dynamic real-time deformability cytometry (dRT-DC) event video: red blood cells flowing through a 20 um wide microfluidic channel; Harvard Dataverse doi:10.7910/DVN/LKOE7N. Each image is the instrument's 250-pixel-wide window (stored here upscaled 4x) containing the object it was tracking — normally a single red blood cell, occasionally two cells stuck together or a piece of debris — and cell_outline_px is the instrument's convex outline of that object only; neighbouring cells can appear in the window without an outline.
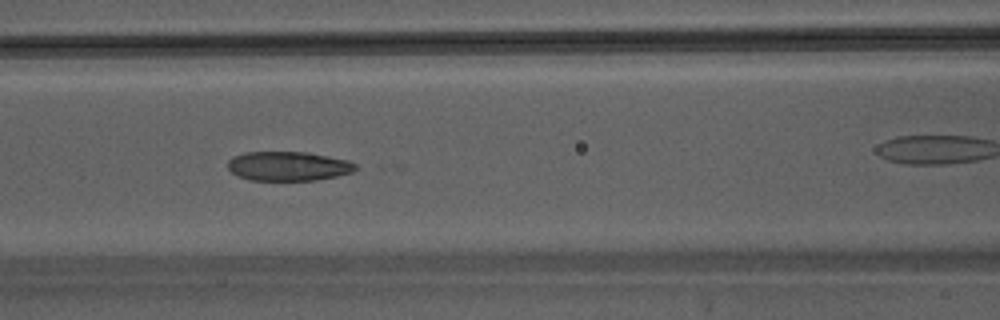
{"species": "Egyptian fruit bat (a non-hibernating species)", "species_latin": "Rousettus aegyptiacus", "temperature_condition": "warm", "stored_images_in_passage": 45, "camera_frame_rate_fps": 3000, "um_per_image_px": 0.085, "animal": {"sex": "male"}, "frame": {"image": 1, "passage_image": 19, "time_ms": 6.0, "image_size_px": [1000, 320], "cell_outline_px": [[356, 168], [352, 172], [336, 176], [316, 180], [252, 180], [240, 176], [232, 172], [228, 168], [228, 160], [244, 152], [308, 152], [348, 160], [356, 164]], "centroid_in_image_um": [24.52, 14.11], "position_along_channel_um": 142.1, "area_um2": 21.62}}
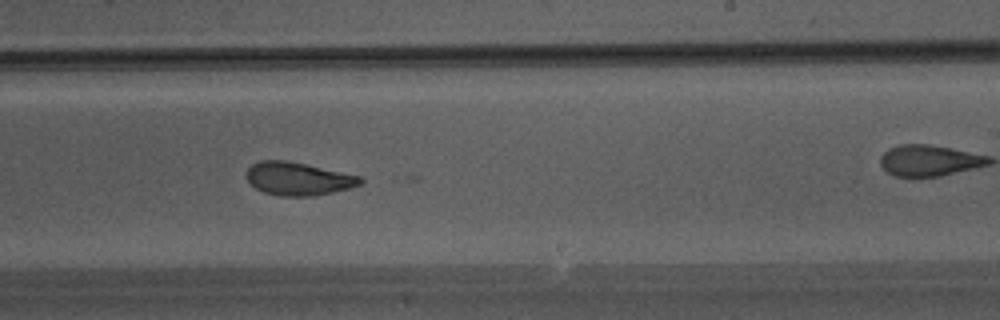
{"frame": {"image": 2, "passage_image": 27, "time_ms": 8.667, "image_size_px": [1000, 320], "cell_outline_px": [[364, 180], [360, 184], [348, 188], [332, 192], [312, 196], [280, 196], [264, 192], [256, 188], [244, 176], [248, 168], [252, 164], [260, 160], [288, 160], [360, 176]], "centroid_in_image_um": [25.31, 15.18], "position_along_channel_um": 263.7, "area_um2": 21.85}}